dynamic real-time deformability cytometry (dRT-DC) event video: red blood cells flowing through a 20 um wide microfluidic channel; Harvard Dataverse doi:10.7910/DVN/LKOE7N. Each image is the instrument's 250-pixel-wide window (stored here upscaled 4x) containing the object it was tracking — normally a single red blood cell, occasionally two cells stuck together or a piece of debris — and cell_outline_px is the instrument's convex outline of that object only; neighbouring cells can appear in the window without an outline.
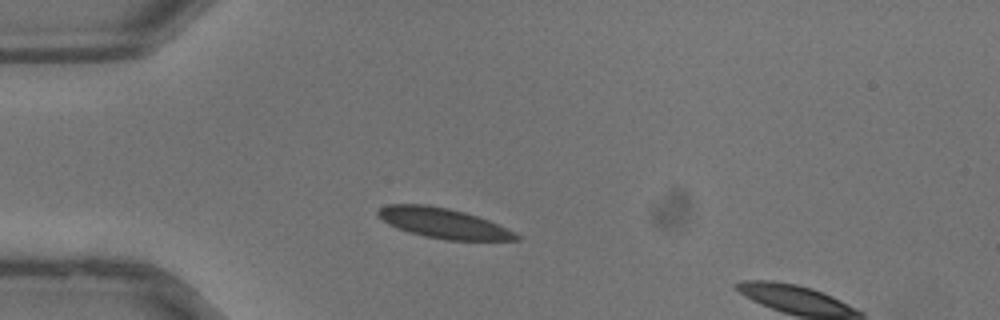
{"species": "common noctule bat (a hibernating species)", "species_latin": "Nyctalus noctula", "temperature_condition": "warm", "stored_images_in_passage": 3, "camera_frame_rate_fps": 3000, "um_per_image_px": 0.085, "animal": {"sex": "male", "body_mass_g": 13.3}, "frame": {"image": 1, "passage_image": 1, "time_ms": 0.0, "image_size_px": [1000, 320], "cell_outline_px": [[520, 240], [448, 240], [424, 236], [408, 232], [388, 224], [376, 216], [376, 212], [380, 208], [388, 204], [428, 204], [448, 208], [464, 212], [488, 220], [516, 232], [520, 236]], "centroid_in_image_um": [37.66, 18.96], "position_along_channel_um": 47.3, "area_um2": 24.28}}